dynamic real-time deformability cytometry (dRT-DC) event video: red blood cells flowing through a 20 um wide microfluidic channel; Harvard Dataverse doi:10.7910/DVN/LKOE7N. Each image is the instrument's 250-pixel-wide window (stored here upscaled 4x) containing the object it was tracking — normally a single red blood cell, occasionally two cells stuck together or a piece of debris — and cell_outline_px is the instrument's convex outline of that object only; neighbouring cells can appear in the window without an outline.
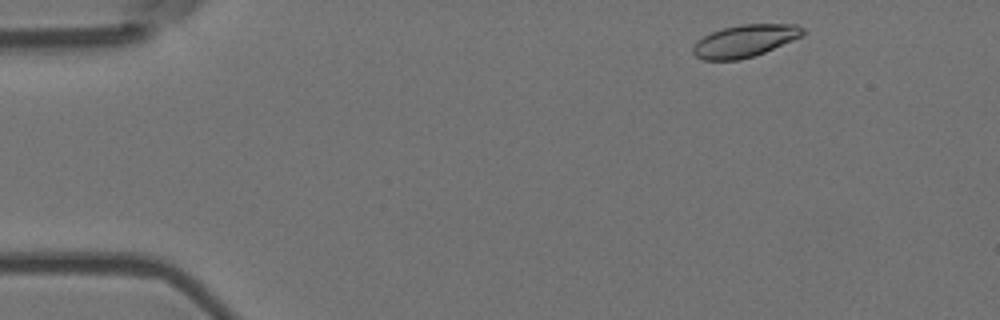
{"species": "Egyptian fruit bat (a non-hibernating species)", "species_latin": "Rousettus aegyptiacus", "temperature_condition": "room temperature", "stored_images_in_passage": 4, "camera_frame_rate_fps": 3000, "um_per_image_px": 0.085, "animal": {"sex": "female"}, "frame": {"image": 1, "passage_image": 1, "time_ms": 0.0, "image_size_px": [1000, 320], "cell_outline_px": [[804, 36], [764, 52], [740, 60], [704, 60], [696, 56], [692, 52], [692, 48], [704, 36], [712, 32], [724, 28], [740, 24], [796, 24], [804, 28]], "centroid_in_image_um": [63.35, 3.47], "position_along_channel_um": 21.7, "area_um2": 20.52}}
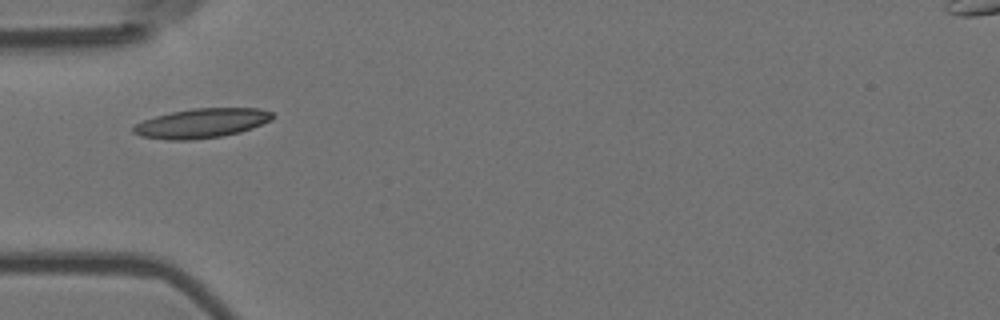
{"frame": {"image": 2, "passage_image": 4, "time_ms": 1.0, "image_size_px": [1000, 320], "cell_outline_px": [[272, 120], [252, 128], [240, 132], [220, 136], [192, 140], [168, 140], [140, 136], [132, 132], [132, 128], [136, 124], [144, 120], [156, 116], [172, 112], [192, 108], [260, 108], [272, 112]], "centroid_in_image_um": [17.13, 10.47], "position_along_channel_um": 67.9, "area_um2": 23.81}}